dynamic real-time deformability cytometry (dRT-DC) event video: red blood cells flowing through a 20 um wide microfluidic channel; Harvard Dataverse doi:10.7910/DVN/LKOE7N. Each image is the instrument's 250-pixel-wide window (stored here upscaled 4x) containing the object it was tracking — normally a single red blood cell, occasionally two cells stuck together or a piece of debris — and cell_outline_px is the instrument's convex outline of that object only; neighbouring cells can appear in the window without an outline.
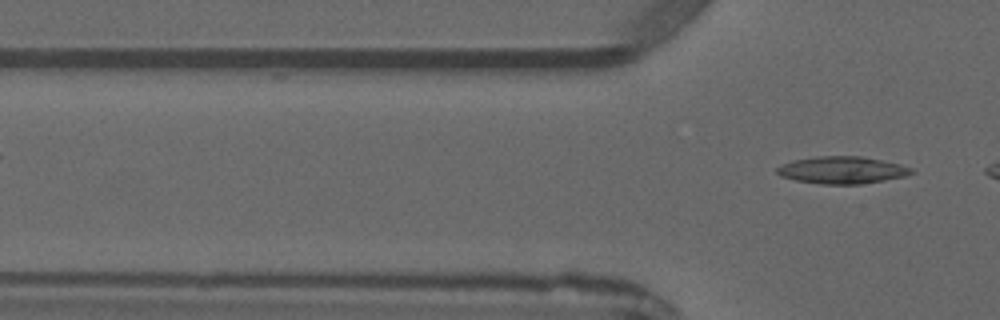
{"species": "common noctule bat (a hibernating species)", "species_latin": "Nyctalus noctula", "temperature_condition": "warm", "stored_images_in_passage": 4, "segment_of_instrument_passage": [2, 2], "camera_frame_rate_fps": 3000, "um_per_image_px": 0.085, "animal": {"sex": "male", "forearm_length_mm": 52.5}, "frame": {"image": 1, "passage_image": 4, "time_ms": 3.333, "image_size_px": [1000, 320], "cell_outline_px": [[916, 172], [904, 176], [884, 180], [860, 184], [820, 184], [796, 180], [780, 176], [776, 172], [776, 168], [792, 160], [816, 156], [864, 156], [900, 164], [912, 168]], "centroid_in_image_um": [71.58, 14.45], "position_along_channel_um": 54.2, "area_um2": 21.33}}